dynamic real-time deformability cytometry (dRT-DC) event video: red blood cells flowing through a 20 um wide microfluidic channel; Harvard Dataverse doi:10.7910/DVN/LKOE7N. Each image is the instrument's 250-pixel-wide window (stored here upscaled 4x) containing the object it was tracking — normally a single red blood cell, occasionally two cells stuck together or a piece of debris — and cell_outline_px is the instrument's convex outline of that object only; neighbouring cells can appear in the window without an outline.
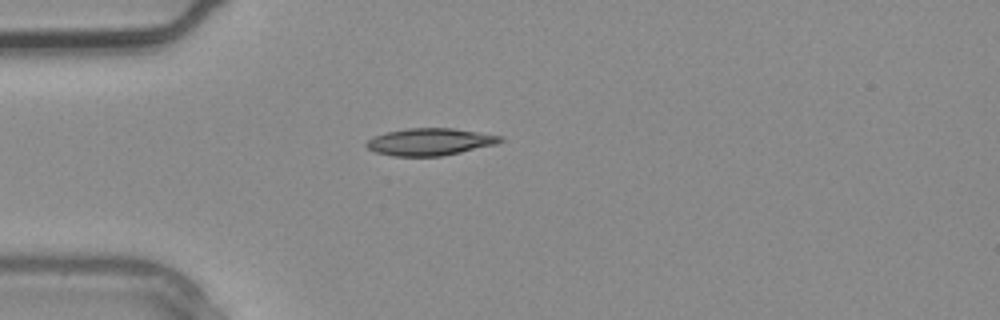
{"species": "common noctule bat (a hibernating species)", "species_latin": "Nyctalus noctula", "temperature_condition": "warm", "stored_images_in_passage": 1, "camera_frame_rate_fps": 3000, "um_per_image_px": 0.085, "animal": {"sex": "male", "body_mass_g": 20.4}, "frame": {"image": 1, "passage_image": 1, "time_ms": 0.0, "image_size_px": [1000, 320], "cell_outline_px": [[504, 140], [496, 144], [460, 152], [440, 156], [392, 156], [376, 152], [368, 148], [364, 144], [372, 136], [388, 132], [408, 128], [452, 128], [504, 136]], "centroid_in_image_um": [36.54, 12.05], "position_along_channel_um": 48.5, "area_um2": 21.1}}